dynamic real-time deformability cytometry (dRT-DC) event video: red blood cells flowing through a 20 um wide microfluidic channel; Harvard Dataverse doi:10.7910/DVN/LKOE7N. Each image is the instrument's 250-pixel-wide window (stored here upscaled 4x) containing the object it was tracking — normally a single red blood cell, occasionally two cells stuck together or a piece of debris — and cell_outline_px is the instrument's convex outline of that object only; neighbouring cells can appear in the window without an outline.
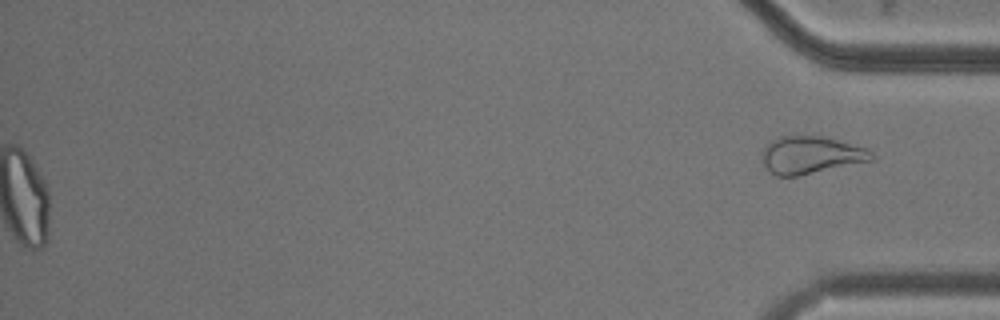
{"species": "common noctule bat (a hibernating species)", "species_latin": "Nyctalus noctula", "temperature_condition": "cold", "stored_images_in_passage": 48, "segment_of_instrument_passage": [2, 2], "camera_frame_rate_fps": 3000, "um_per_image_px": 0.085, "animal": {"sex": "male", "body_mass_g": 20.5, "forearm_length_mm": 52.5}, "frame": {"image": 1, "passage_image": 48, "time_ms": 15.667, "image_size_px": [1000, 320], "cell_outline_px": [[876, 160], [796, 176], [776, 176], [764, 164], [760, 152], [768, 140], [776, 136], [824, 136], [868, 148], [876, 156]], "centroid_in_image_um": [68.94, 13.16], "position_along_channel_um": 366.3, "area_um2": 24.33}}